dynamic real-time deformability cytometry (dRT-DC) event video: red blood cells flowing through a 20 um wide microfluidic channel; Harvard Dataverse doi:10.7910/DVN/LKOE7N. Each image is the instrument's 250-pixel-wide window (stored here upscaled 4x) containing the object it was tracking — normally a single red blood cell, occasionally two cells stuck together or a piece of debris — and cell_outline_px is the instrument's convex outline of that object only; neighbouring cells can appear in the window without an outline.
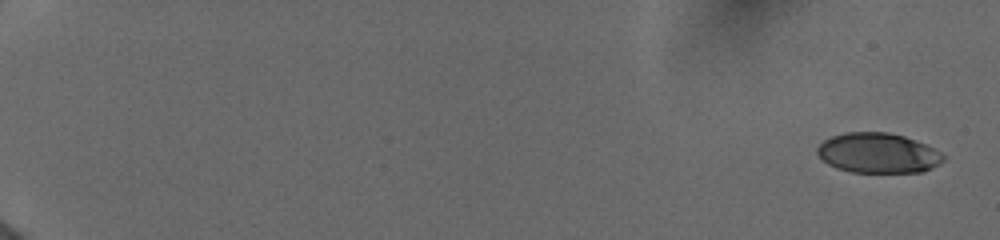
{"species": "human", "species_latin": "Homo sapiens", "temperature_condition": "cold", "stored_images_in_passage": 64, "camera_frame_rate_fps": 3000, "um_per_image_px": 0.085, "donor": {"sex": "female"}, "frame": {"image": 1, "passage_image": 1, "time_ms": 0.0, "image_size_px": [1000, 240], "cell_outline_px": [[944, 160], [932, 168], [920, 172], [852, 172], [836, 168], [828, 164], [816, 152], [816, 148], [824, 140], [832, 136], [844, 132], [888, 132], [904, 136], [924, 144], [940, 152], [944, 156]], "centroid_in_image_um": [74.61, 13.0], "position_along_channel_um": 10.4, "area_um2": 29.25}}
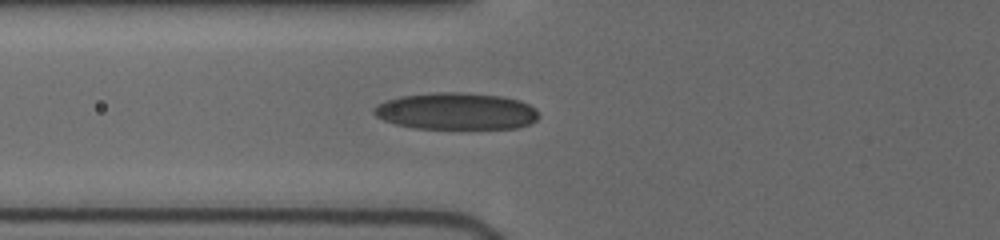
{"frame": {"image": 2, "passage_image": 41, "time_ms": 7.333, "image_size_px": [1000, 240], "cell_outline_px": [[540, 116], [536, 120], [520, 128], [412, 128], [396, 124], [384, 120], [376, 116], [372, 112], [372, 108], [388, 100], [400, 96], [436, 92], [460, 92], [500, 96], [520, 100], [536, 108]], "centroid_in_image_um": [38.79, 9.45], "position_along_channel_um": 87.0, "area_um2": 35.37}}
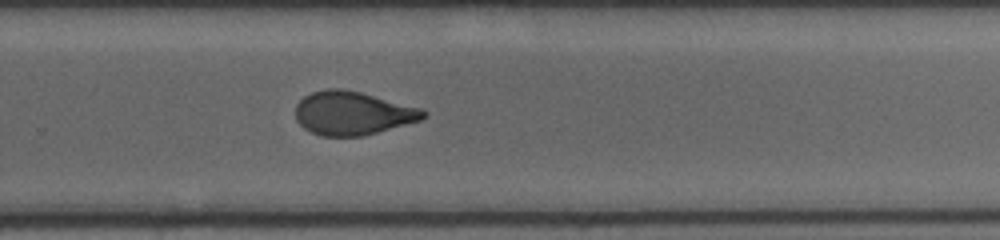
{"frame": {"image": 3, "passage_image": 63, "time_ms": 12.667, "image_size_px": [1000, 240], "cell_outline_px": [[428, 112], [420, 120], [376, 132], [360, 136], [320, 136], [304, 128], [296, 120], [296, 104], [304, 96], [312, 92], [328, 88], [340, 88], [360, 92], [420, 108]], "centroid_in_image_um": [29.92, 9.61], "position_along_channel_um": 299.9, "area_um2": 32.02}}